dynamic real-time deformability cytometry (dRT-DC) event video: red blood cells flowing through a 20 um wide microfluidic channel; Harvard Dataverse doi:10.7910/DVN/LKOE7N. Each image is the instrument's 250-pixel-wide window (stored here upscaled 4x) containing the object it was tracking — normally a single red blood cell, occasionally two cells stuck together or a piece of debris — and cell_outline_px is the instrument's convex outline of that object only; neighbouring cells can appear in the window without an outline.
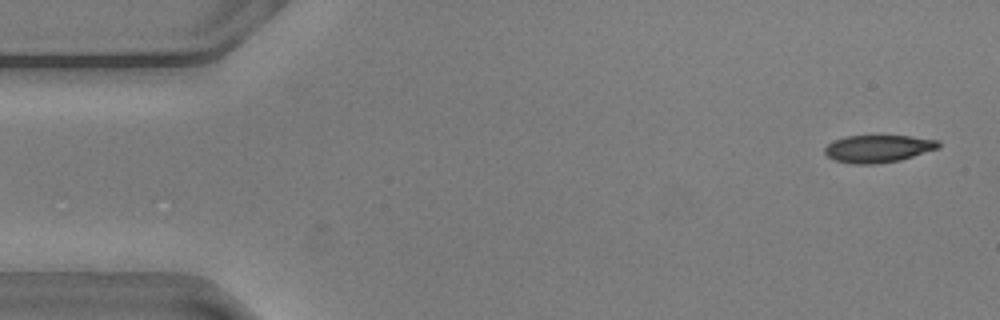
{"species": "common noctule bat (a hibernating species)", "species_latin": "Nyctalus noctula", "temperature_condition": "warm", "stored_images_in_passage": 55, "camera_frame_rate_fps": 3000, "um_per_image_px": 0.085, "animal": {"sex": "male", "body_mass_g": 20.5, "forearm_length_mm": 52.5}, "frame": {"image": 1, "passage_image": 2, "time_ms": 0.333, "image_size_px": [1000, 320], "cell_outline_px": [[940, 148], [900, 160], [876, 164], [852, 164], [836, 160], [828, 156], [824, 152], [824, 148], [832, 140], [848, 136], [912, 136], [940, 140]], "centroid_in_image_um": [74.66, 12.63], "position_along_channel_um": 10.3, "area_um2": 18.26}}
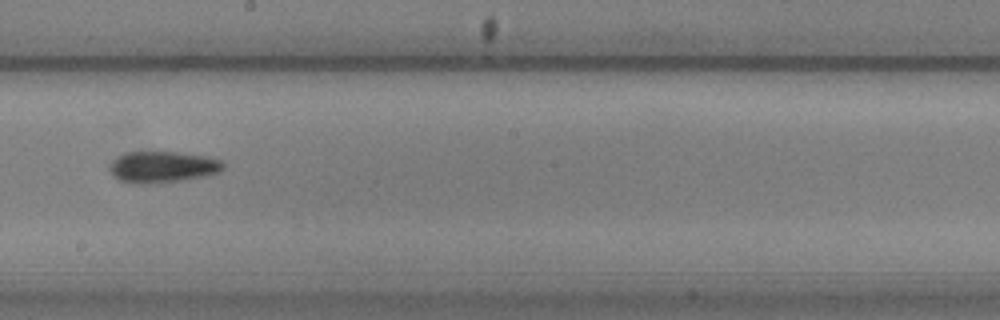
{"frame": {"image": 2, "passage_image": 30, "time_ms": 9.667, "image_size_px": [1000, 320], "cell_outline_px": [[224, 168], [220, 172], [204, 176], [156, 184], [132, 184], [120, 180], [108, 168], [124, 152], [176, 152], [208, 156], [224, 160]], "centroid_in_image_um": [13.89, 14.2], "position_along_channel_um": 234.3, "area_um2": 20.75}}
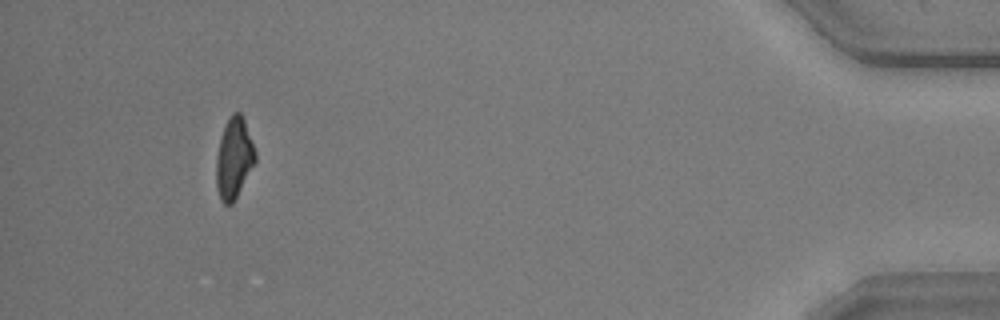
{"frame": {"image": 3, "passage_image": 51, "time_ms": 16.667, "image_size_px": [1000, 320], "cell_outline_px": [[256, 160], [232, 204], [224, 204], [220, 200], [216, 188], [216, 156], [220, 136], [232, 112], [240, 112], [244, 120], [256, 152]], "centroid_in_image_um": [19.86, 13.46], "position_along_channel_um": 415.3, "area_um2": 18.21}, "authors_computed_cell_mechanics": {"area_um2": 19.8254, "velocity_mm_per_s": 3.6239, "shape_relaxation_time_tau1_ms": null, "shape_relaxation_time_tau2_ms": 5.5178, "deformation_change_tau1": null, "deformation_change_tau2": 0.13}}